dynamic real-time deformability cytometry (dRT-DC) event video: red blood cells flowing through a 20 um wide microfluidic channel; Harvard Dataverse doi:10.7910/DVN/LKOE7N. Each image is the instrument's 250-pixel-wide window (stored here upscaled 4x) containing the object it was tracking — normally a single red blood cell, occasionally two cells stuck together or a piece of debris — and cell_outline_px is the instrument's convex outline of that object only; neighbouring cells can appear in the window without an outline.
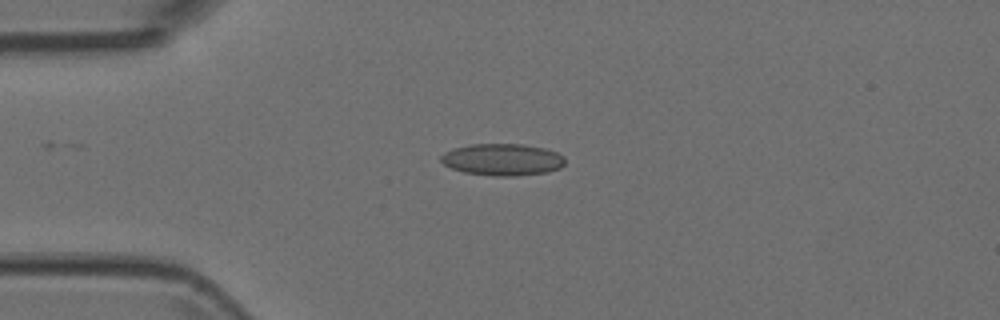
{"species": "Egyptian fruit bat (a non-hibernating species)", "species_latin": "Rousettus aegyptiacus", "temperature_condition": "room temperature", "stored_images_in_passage": 3, "camera_frame_rate_fps": 3000, "um_per_image_px": 0.085, "animal": {"sex": "female"}, "frame": {"image": 1, "passage_image": 1, "time_ms": 0.0, "image_size_px": [1000, 320], "cell_outline_px": [[564, 164], [560, 168], [548, 172], [516, 176], [492, 176], [464, 172], [452, 168], [444, 164], [440, 160], [440, 156], [444, 152], [452, 148], [472, 144], [524, 144], [544, 148], [556, 152], [564, 156]], "centroid_in_image_um": [42.7, 13.56], "position_along_channel_um": 42.3, "area_um2": 23.18}}
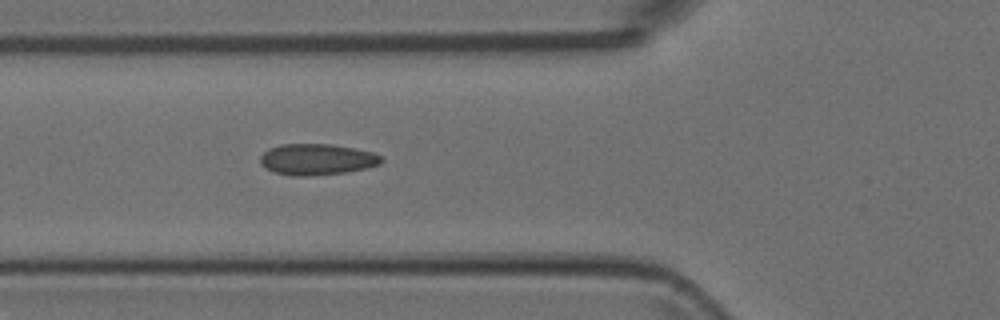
{"frame": {"image": 2, "passage_image": 3, "time_ms": 0.667, "image_size_px": [1000, 320], "cell_outline_px": [[384, 160], [380, 164], [368, 168], [344, 172], [308, 176], [296, 176], [276, 172], [260, 164], [260, 156], [268, 148], [280, 144], [328, 144], [352, 148], [372, 152], [380, 156]], "centroid_in_image_um": [26.93, 13.54], "position_along_channel_um": 98.9, "area_um2": 21.79}}